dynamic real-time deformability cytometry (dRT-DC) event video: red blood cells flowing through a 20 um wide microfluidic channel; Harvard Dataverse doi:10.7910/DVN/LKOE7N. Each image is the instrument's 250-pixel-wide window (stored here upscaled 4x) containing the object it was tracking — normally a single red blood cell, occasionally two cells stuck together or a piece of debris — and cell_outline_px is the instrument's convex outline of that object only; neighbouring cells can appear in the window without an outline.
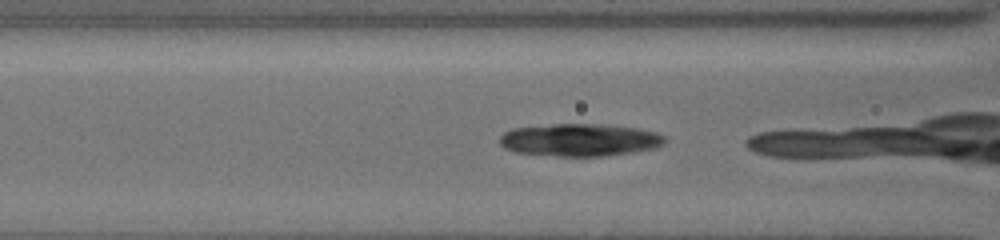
{"species": "common noctule bat (a hibernating species)", "species_latin": "Nyctalus noctula", "temperature_condition": "cold", "stored_images_in_passage": 29, "camera_frame_rate_fps": 3000, "um_per_image_px": 0.085, "animal": {"sex": "female", "body_mass_g": 19.5, "forearm_length_mm": 54.1}, "frame": {"image": 1, "passage_image": 3, "time_ms": 0.667, "image_size_px": [1000, 240], "cell_outline_px": [[668, 140], [664, 144], [656, 148], [632, 152], [604, 156], [560, 156], [516, 152], [504, 148], [500, 144], [500, 136], [504, 132], [512, 128], [552, 124], [608, 124], [640, 128], [656, 132], [664, 136]], "centroid_in_image_um": [49.32, 11.88], "position_along_channel_um": 117.3, "area_um2": 31.62}}
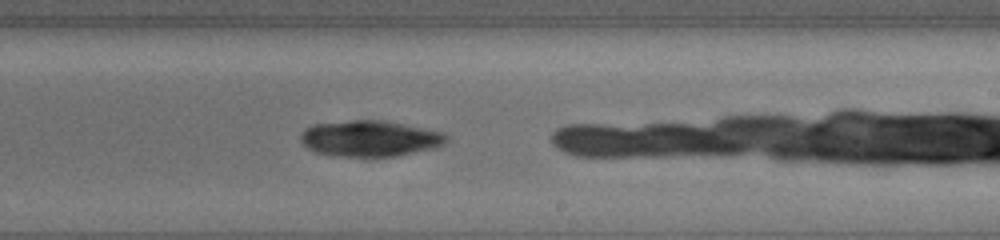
{"frame": {"image": 2, "passage_image": 14, "time_ms": 4.333, "image_size_px": [1000, 240], "cell_outline_px": [[448, 140], [444, 144], [436, 148], [396, 156], [336, 156], [316, 152], [308, 148], [300, 140], [300, 132], [304, 128], [312, 124], [352, 120], [384, 120], [444, 132], [448, 136]], "centroid_in_image_um": [31.44, 11.76], "position_along_channel_um": 257.6, "area_um2": 30.81}}
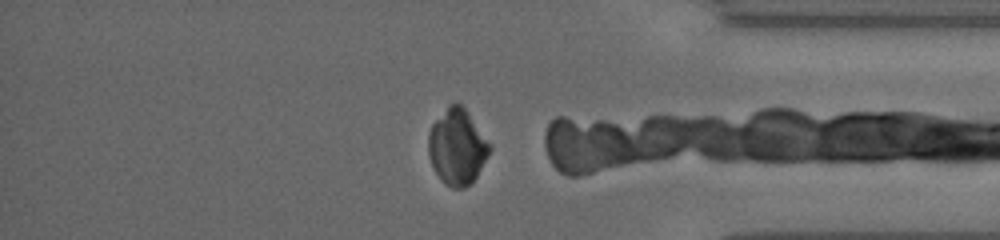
{"frame": {"image": 3, "passage_image": 26, "time_ms": 8.333, "image_size_px": [1000, 240], "cell_outline_px": [[492, 148], [488, 156], [476, 176], [464, 188], [452, 188], [444, 184], [440, 180], [428, 156], [428, 132], [432, 124], [448, 104], [456, 100], [464, 108], [492, 144]], "centroid_in_image_um": [38.85, 12.46], "position_along_channel_um": 396.4, "area_um2": 27.17}}